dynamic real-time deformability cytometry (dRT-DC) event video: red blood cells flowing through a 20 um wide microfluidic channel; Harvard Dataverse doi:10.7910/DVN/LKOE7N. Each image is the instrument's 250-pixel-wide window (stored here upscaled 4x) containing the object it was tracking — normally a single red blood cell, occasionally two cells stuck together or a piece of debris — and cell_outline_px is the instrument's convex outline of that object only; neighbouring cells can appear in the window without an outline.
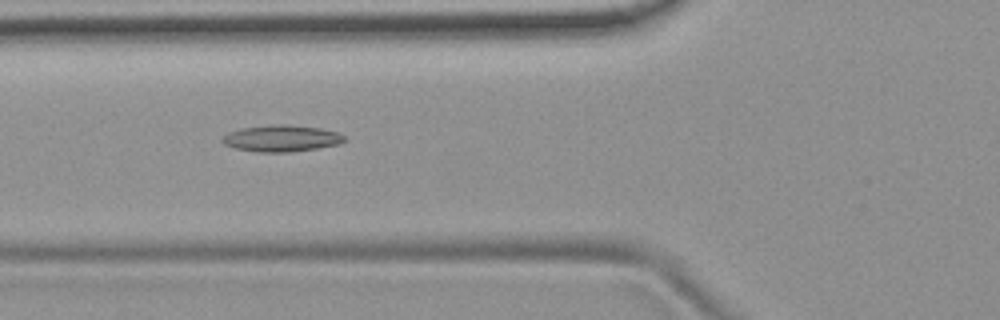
{"species": "common noctule bat (a hibernating species)", "species_latin": "Nyctalus noctula", "temperature_condition": "room temperature", "stored_images_in_passage": 42, "camera_frame_rate_fps": 3000, "um_per_image_px": 0.085, "animal": {"sex": "female", "body_mass_g": 19.9}, "frame": {"image": 1, "passage_image": 9, "time_ms": 2.667, "image_size_px": [1000, 320], "cell_outline_px": [[344, 140], [340, 144], [316, 148], [288, 152], [260, 152], [232, 148], [224, 144], [220, 140], [228, 132], [240, 128], [280, 124], [284, 124], [320, 128], [336, 132], [344, 136]], "centroid_in_image_um": [23.87, 11.76], "position_along_channel_um": 101.9, "area_um2": 18.73}}
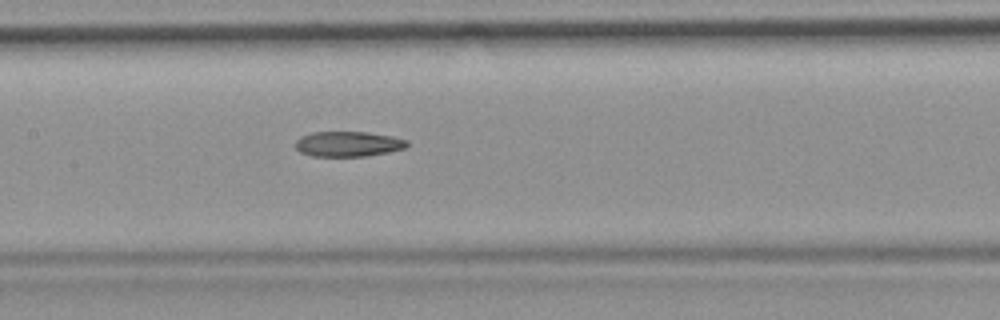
{"frame": {"image": 2, "passage_image": 15, "time_ms": 4.667, "image_size_px": [1000, 320], "cell_outline_px": [[408, 144], [404, 148], [388, 152], [368, 156], [312, 156], [300, 152], [296, 148], [296, 140], [300, 136], [312, 132], [368, 132], [392, 136], [408, 140]], "centroid_in_image_um": [29.58, 12.23], "position_along_channel_um": 177.8, "area_um2": 16.42}}
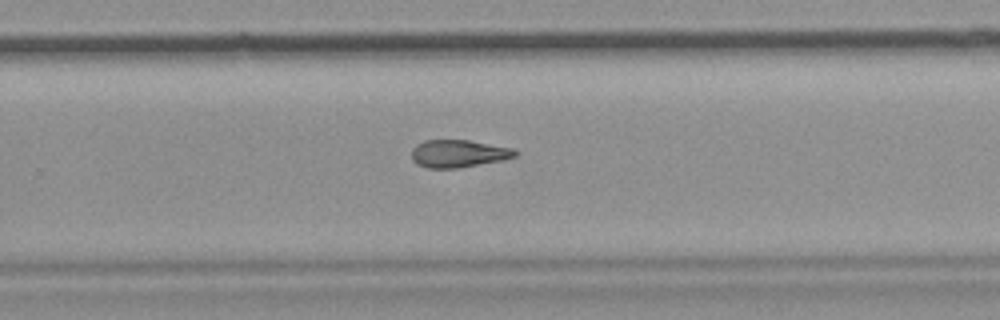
{"frame": {"image": 3, "passage_image": 24, "time_ms": 7.667, "image_size_px": [1000, 320], "cell_outline_px": [[516, 156], [500, 160], [456, 168], [428, 168], [416, 164], [412, 160], [412, 148], [416, 144], [424, 140], [468, 140], [512, 148], [516, 152]], "centroid_in_image_um": [38.9, 13.05], "position_along_channel_um": 290.9, "area_um2": 16.42}, "authors_computed_cell_mechanics": {"area_um2": 17.0799, "velocity_mm_per_s": 3.7876, "shape_relaxation_time_tau1_ms": null, "shape_relaxation_time_tau2_ms": 10.1933, "deformation_change_tau1": null, "deformation_change_tau2": 0.2288}}